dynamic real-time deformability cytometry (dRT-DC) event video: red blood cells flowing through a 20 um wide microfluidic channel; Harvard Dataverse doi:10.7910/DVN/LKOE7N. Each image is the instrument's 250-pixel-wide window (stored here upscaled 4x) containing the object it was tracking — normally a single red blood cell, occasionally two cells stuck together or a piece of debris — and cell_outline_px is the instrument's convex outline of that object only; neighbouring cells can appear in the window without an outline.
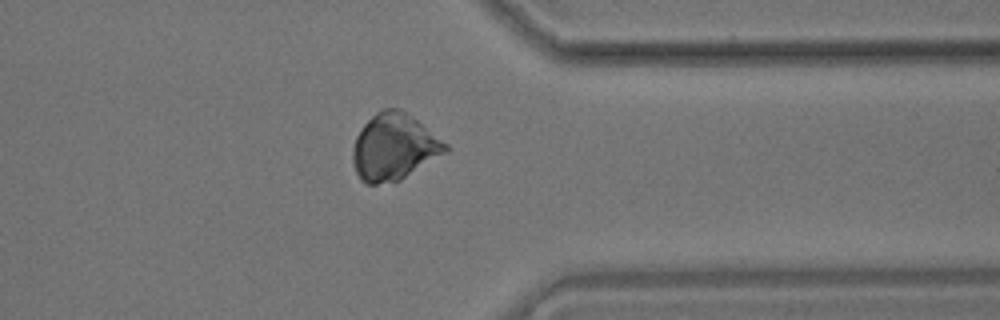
{"species": "common noctule bat (a hibernating species)", "species_latin": "Nyctalus noctula", "temperature_condition": "room temperature", "stored_images_in_passage": 39, "camera_frame_rate_fps": 3000, "um_per_image_px": 0.085, "animal": {"sex": "male", "body_mass_g": 17.9}, "frame": {"image": 1, "passage_image": 34, "time_ms": 11.0, "image_size_px": [1000, 320], "cell_outline_px": [[452, 148], [448, 152], [400, 180], [376, 184], [364, 184], [360, 180], [356, 172], [352, 160], [352, 148], [356, 136], [364, 124], [376, 112], [384, 108], [400, 108], [448, 144]], "centroid_in_image_um": [33.49, 12.51], "position_along_channel_um": 377.9, "area_um2": 35.95}}